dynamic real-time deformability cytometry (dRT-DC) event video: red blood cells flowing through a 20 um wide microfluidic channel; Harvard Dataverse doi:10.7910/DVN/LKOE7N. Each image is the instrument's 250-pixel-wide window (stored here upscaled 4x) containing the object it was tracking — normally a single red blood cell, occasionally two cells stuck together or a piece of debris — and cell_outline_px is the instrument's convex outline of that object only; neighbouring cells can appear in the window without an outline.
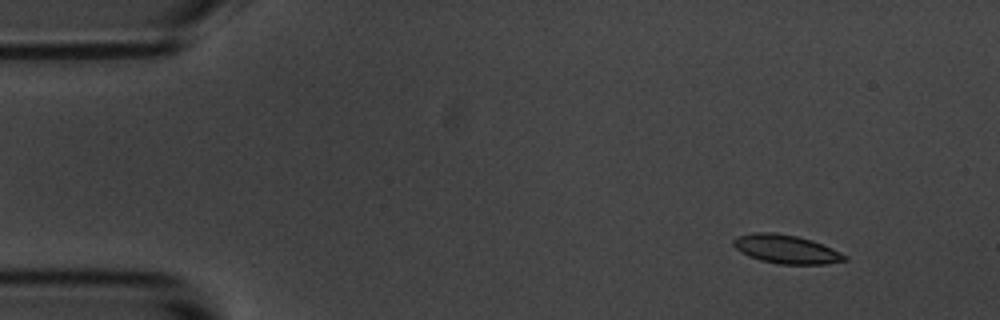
{"species": "common noctule bat (a hibernating species)", "species_latin": "Nyctalus noctula", "temperature_condition": "room temperature", "stored_images_in_passage": 5, "camera_frame_rate_fps": 3000, "um_per_image_px": 0.085, "animal": {"sex": "male", "body_mass_g": 20.1, "forearm_length_mm": 53.5}, "frame": {"image": 1, "passage_image": 1, "time_ms": 0.0, "image_size_px": [1000, 320], "cell_outline_px": [[848, 260], [824, 264], [780, 264], [760, 260], [748, 256], [740, 252], [732, 244], [732, 240], [736, 236], [756, 232], [772, 232], [796, 236], [812, 240], [832, 248], [848, 256]], "centroid_in_image_um": [66.81, 21.18], "position_along_channel_um": 18.2, "area_um2": 18.61}}
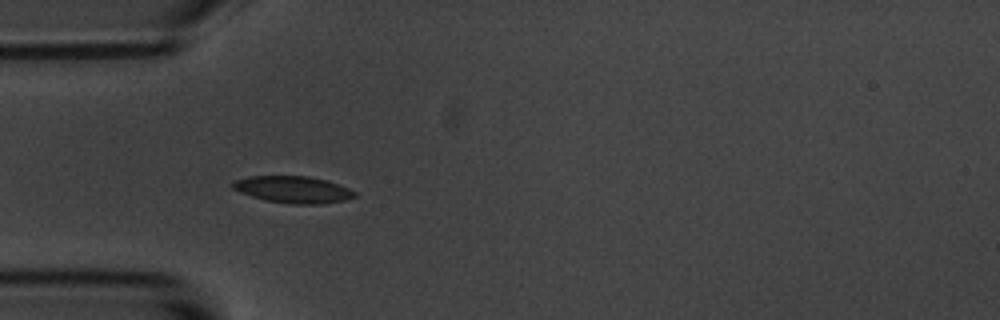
{"frame": {"image": 2, "passage_image": 4, "time_ms": 3.667, "image_size_px": [1000, 320], "cell_outline_px": [[356, 196], [344, 200], [324, 204], [288, 204], [264, 200], [240, 192], [232, 188], [232, 184], [236, 180], [248, 176], [308, 176], [328, 180], [348, 188], [356, 192]], "centroid_in_image_um": [24.93, 16.11], "position_along_channel_um": 60.1, "area_um2": 19.13}}